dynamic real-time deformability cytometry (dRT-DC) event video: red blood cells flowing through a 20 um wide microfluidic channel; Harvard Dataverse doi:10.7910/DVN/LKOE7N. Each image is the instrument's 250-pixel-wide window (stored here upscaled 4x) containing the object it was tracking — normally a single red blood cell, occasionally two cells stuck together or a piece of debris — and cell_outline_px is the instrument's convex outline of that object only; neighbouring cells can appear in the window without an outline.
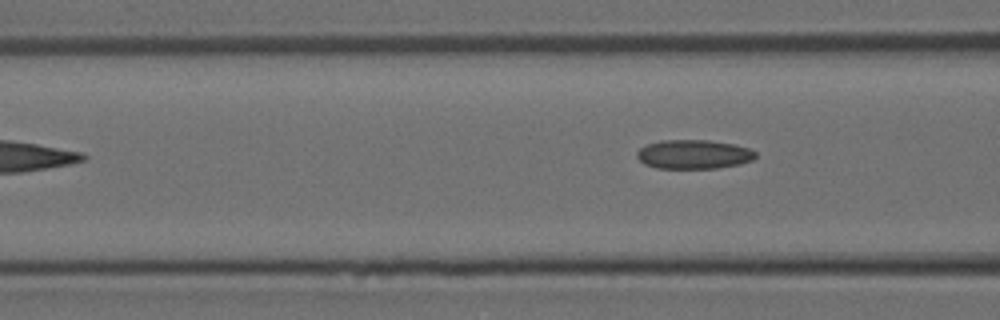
{"species": "Egyptian fruit bat (a non-hibernating species)", "species_latin": "Rousettus aegyptiacus", "temperature_condition": "room temperature", "stored_images_in_passage": 9, "segment_of_instrument_passage": [1, 2], "camera_frame_rate_fps": 3000, "um_per_image_px": 0.085, "animal": {"sex": "female"}, "frame": {"image": 1, "passage_image": 7, "time_ms": 2.0, "image_size_px": [1000, 320], "cell_outline_px": [[756, 156], [752, 160], [740, 164], [716, 168], [656, 168], [644, 164], [636, 156], [636, 152], [640, 148], [648, 144], [660, 140], [708, 140], [732, 144], [748, 148], [756, 152]], "centroid_in_image_um": [58.94, 13.12], "position_along_channel_um": 107.7, "area_um2": 20.06}}